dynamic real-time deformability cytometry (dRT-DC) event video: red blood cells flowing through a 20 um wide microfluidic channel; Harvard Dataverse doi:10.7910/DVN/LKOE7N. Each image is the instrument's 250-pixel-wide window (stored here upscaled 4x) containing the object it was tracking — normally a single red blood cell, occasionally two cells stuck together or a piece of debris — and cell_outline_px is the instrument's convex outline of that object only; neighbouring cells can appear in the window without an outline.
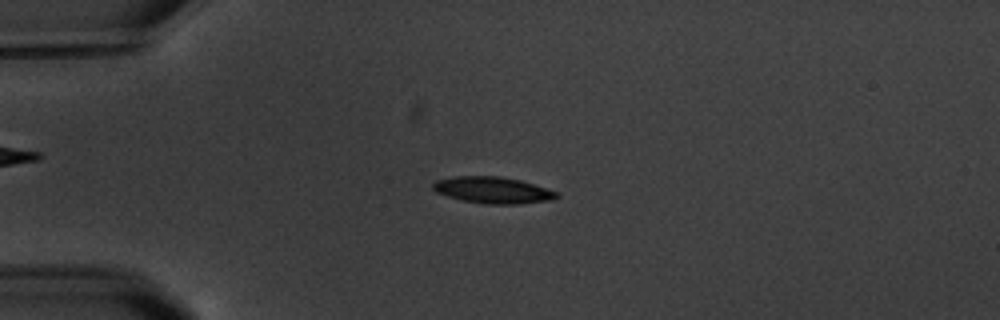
{"species": "common noctule bat (a hibernating species)", "species_latin": "Nyctalus noctula", "temperature_condition": "warm", "stored_images_in_passage": 6, "camera_frame_rate_fps": 3000, "um_per_image_px": 0.085, "animal": {"sex": "male", "body_mass_g": 20.1, "forearm_length_mm": 53.5}, "frame": {"image": 1, "passage_image": 4, "time_ms": 3.667, "image_size_px": [1000, 320], "cell_outline_px": [[560, 196], [552, 200], [520, 204], [484, 204], [464, 200], [448, 196], [436, 192], [432, 188], [432, 184], [436, 180], [456, 176], [500, 176], [520, 180], [556, 192]], "centroid_in_image_um": [41.87, 16.16], "position_along_channel_um": 43.1, "area_um2": 18.96}}